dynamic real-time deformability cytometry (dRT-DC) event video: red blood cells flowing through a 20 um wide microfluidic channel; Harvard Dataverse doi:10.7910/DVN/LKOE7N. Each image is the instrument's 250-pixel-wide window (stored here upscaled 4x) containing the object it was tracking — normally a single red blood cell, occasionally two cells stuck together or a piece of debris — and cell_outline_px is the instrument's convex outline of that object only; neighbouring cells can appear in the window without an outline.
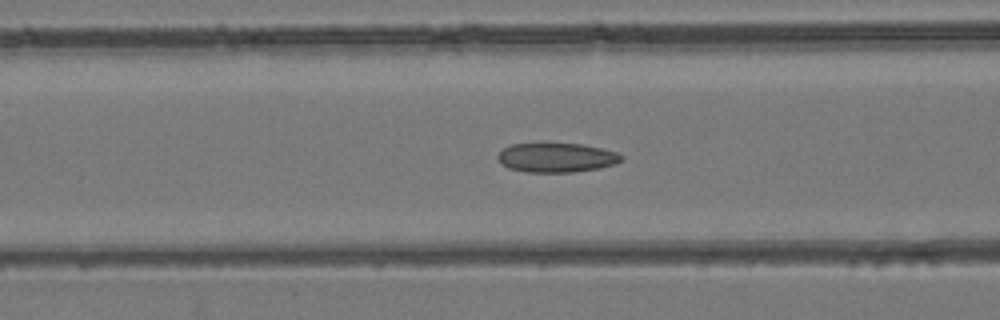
{"species": "common noctule bat (a hibernating species)", "species_latin": "Nyctalus noctula", "temperature_condition": "room temperature", "stored_images_in_passage": 50, "camera_frame_rate_fps": 3000, "um_per_image_px": 0.085, "animal": {"sex": "female", "body_mass_g": 24.6, "forearm_length_mm": 56.2}, "frame": {"image": 1, "passage_image": 20, "time_ms": 6.333, "image_size_px": [1000, 320], "cell_outline_px": [[624, 156], [616, 164], [600, 168], [572, 172], [524, 172], [508, 168], [500, 164], [496, 156], [504, 148], [512, 144], [584, 144], [616, 152]], "centroid_in_image_um": [47.28, 13.41], "position_along_channel_um": 119.3, "area_um2": 21.1}}
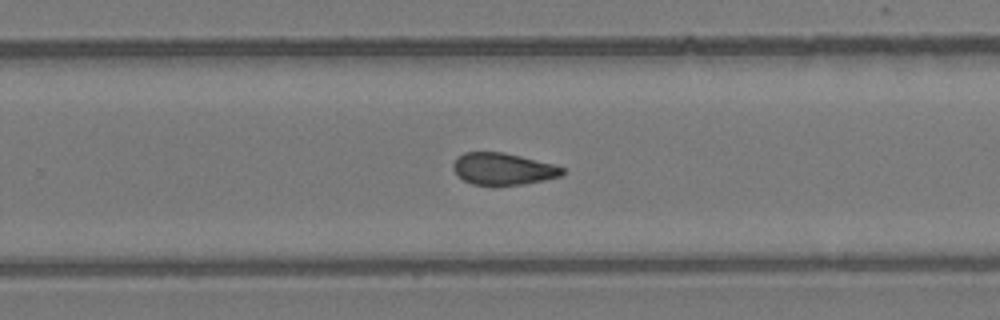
{"frame": {"image": 2, "passage_image": 32, "time_ms": 10.333, "image_size_px": [1000, 320], "cell_outline_px": [[564, 172], [560, 176], [544, 180], [524, 184], [472, 184], [456, 176], [452, 168], [452, 164], [456, 156], [464, 152], [504, 152], [556, 164], [564, 168]], "centroid_in_image_um": [42.73, 14.33], "position_along_channel_um": 287.1, "area_um2": 20.4}}
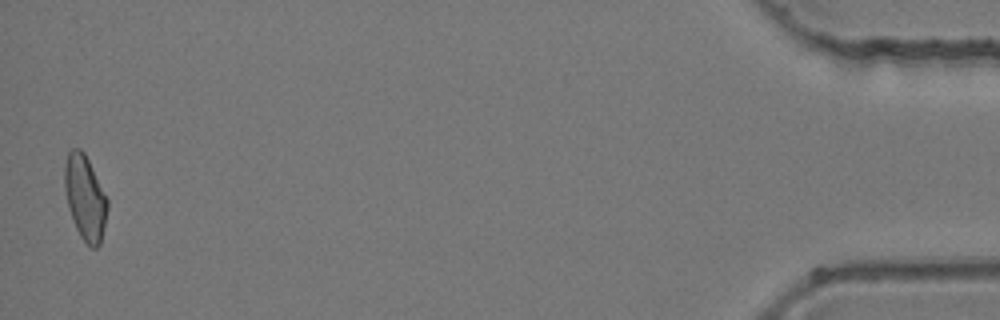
{"frame": {"image": 3, "passage_image": 49, "time_ms": 16.0, "image_size_px": [1000, 320], "cell_outline_px": [[108, 208], [100, 244], [96, 248], [92, 248], [80, 236], [76, 228], [68, 208], [64, 188], [64, 164], [68, 152], [72, 148], [80, 148], [84, 152], [108, 200]], "centroid_in_image_um": [7.21, 16.78], "position_along_channel_um": 428.0, "area_um2": 21.04}}